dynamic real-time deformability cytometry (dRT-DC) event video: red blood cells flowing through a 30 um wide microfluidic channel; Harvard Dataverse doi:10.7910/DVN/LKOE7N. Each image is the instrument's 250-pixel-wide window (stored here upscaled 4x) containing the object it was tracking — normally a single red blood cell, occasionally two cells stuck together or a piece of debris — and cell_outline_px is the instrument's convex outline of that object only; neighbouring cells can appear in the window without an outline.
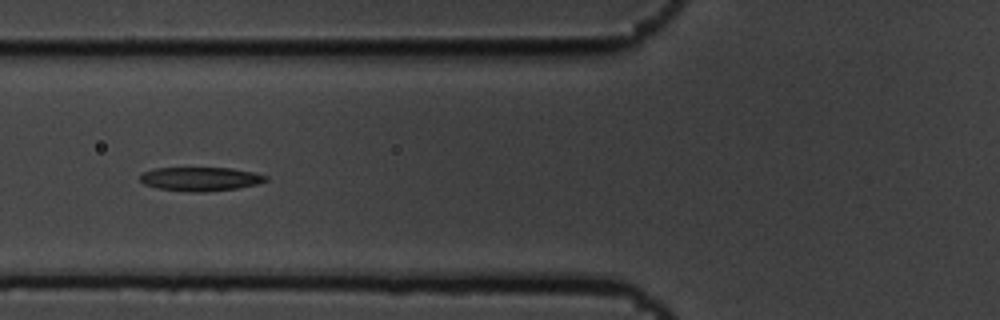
{"species": "common noctule bat (a hibernating species)", "species_latin": "Nyctalus noctula", "temperature_condition": "cold", "stored_images_in_passage": 10, "camera_frame_rate_fps": 3000, "um_per_image_px": 0.085, "animal": {"sex": "male", "body_mass_g": 19.5, "forearm_length_mm": 54.6}, "frame": {"image": 1, "passage_image": 6, "time_ms": 1.667, "image_size_px": [1000, 320], "cell_outline_px": [[268, 180], [256, 184], [236, 188], [204, 192], [188, 192], [156, 188], [144, 184], [140, 180], [140, 176], [144, 172], [156, 168], [232, 168], [256, 172], [268, 176]], "centroid_in_image_um": [17.05, 15.21], "position_along_channel_um": 108.7, "area_um2": 17.51}}
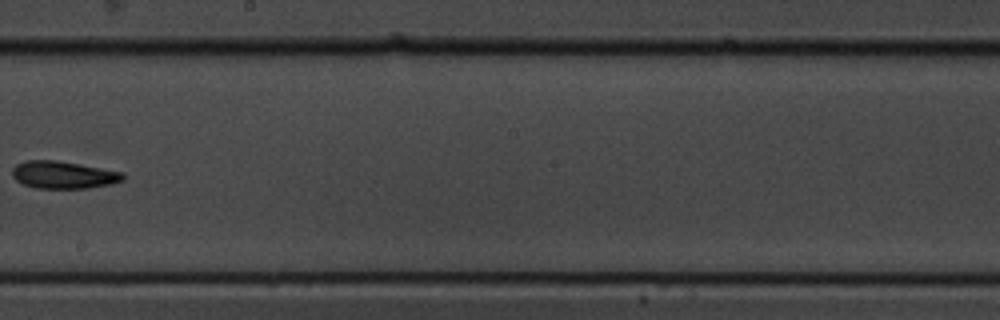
{"frame": {"image": 2, "passage_image": 9, "time_ms": 2.667, "image_size_px": [1000, 320], "cell_outline_px": [[124, 180], [112, 184], [88, 188], [36, 188], [24, 184], [16, 180], [12, 176], [12, 168], [16, 164], [24, 160], [56, 160], [80, 164], [124, 172]], "centroid_in_image_um": [5.39, 14.86], "position_along_channel_um": 242.8, "area_um2": 17.8}}
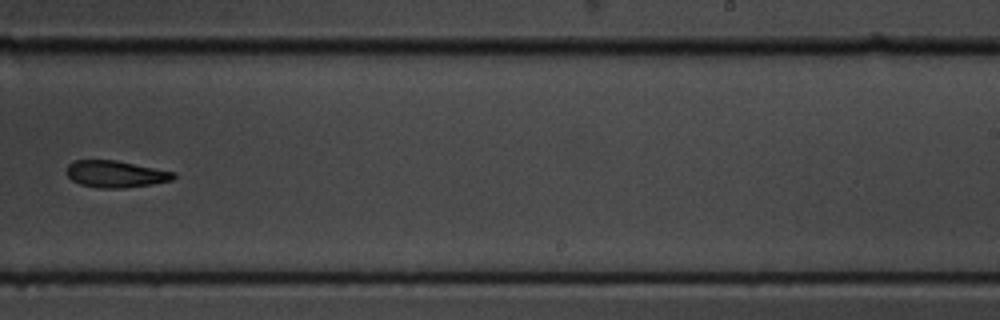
{"frame": {"image": 3, "passage_image": 10, "time_ms": 3.0, "image_size_px": [1000, 320], "cell_outline_px": [[176, 176], [172, 180], [152, 184], [124, 188], [96, 188], [80, 184], [72, 180], [64, 172], [68, 164], [76, 160], [116, 160], [176, 172]], "centroid_in_image_um": [9.81, 14.79], "position_along_channel_um": 279.2, "area_um2": 16.88}}